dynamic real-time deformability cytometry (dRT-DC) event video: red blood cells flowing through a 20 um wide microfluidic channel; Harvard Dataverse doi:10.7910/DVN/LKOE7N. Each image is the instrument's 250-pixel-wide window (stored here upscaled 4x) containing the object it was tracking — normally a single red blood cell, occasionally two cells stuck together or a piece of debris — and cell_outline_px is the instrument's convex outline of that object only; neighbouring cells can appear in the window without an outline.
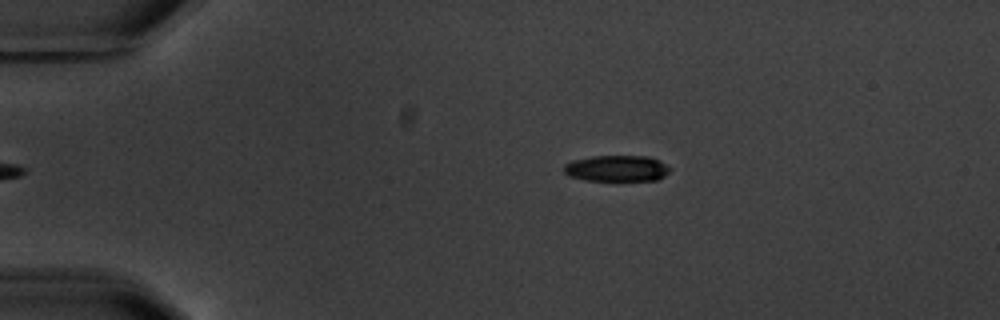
{"species": "common noctule bat (a hibernating species)", "species_latin": "Nyctalus noctula", "temperature_condition": "warm", "stored_images_in_passage": 4, "camera_frame_rate_fps": 3000, "um_per_image_px": 0.085, "animal": {"sex": "male", "body_mass_g": 20.1, "forearm_length_mm": 53.5}, "frame": {"image": 1, "passage_image": 4, "time_ms": 4.333, "image_size_px": [1000, 320], "cell_outline_px": [[672, 168], [664, 176], [656, 180], [584, 180], [568, 176], [564, 172], [564, 164], [572, 160], [592, 156], [648, 156], [660, 160]], "centroid_in_image_um": [52.42, 14.3], "position_along_channel_um": 32.6, "area_um2": 16.24}}